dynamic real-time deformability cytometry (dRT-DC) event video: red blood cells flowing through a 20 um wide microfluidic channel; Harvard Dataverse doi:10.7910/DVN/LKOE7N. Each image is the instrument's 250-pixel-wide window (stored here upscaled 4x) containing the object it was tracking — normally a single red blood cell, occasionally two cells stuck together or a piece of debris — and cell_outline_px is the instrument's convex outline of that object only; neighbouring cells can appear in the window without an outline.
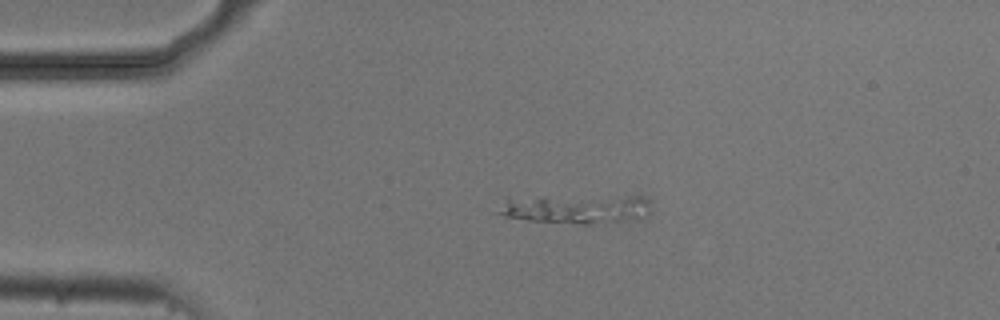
{"species": "common noctule bat (a hibernating species)", "species_latin": "Nyctalus noctula", "temperature_condition": "cold", "stored_images_in_passage": 43, "camera_frame_rate_fps": 3000, "um_per_image_px": 0.085, "animal": {"sex": "male", "body_mass_g": 20.5, "forearm_length_mm": 52.5}, "frame": {"image": 1, "passage_image": 1, "time_ms": 0.0, "image_size_px": [1000, 320], "cell_outline_px": [[652, 212], [648, 216], [636, 220], [592, 224], [580, 224], [528, 220], [504, 216], [496, 212], [508, 196], [640, 196], [648, 200]], "centroid_in_image_um": [48.98, 17.75], "position_along_channel_um": 36.0, "area_um2": 26.65}}
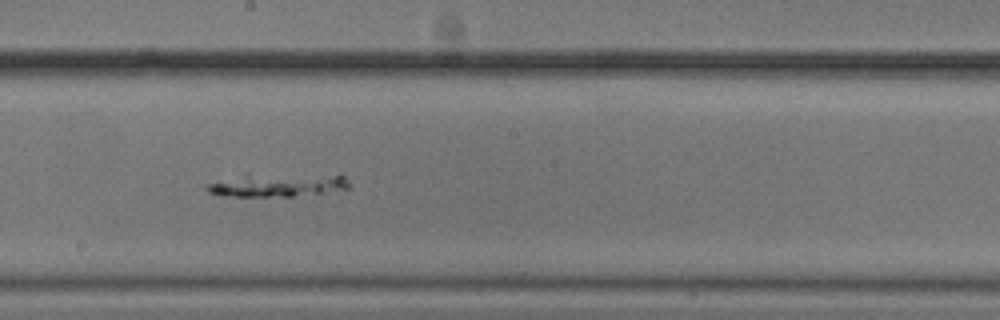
{"frame": {"image": 2, "passage_image": 19, "time_ms": 6.0, "image_size_px": [1000, 320], "cell_outline_px": [[348, 188], [292, 196], [232, 196], [208, 192], [204, 188], [204, 184], [244, 176], [344, 176], [348, 180]], "centroid_in_image_um": [23.51, 15.78], "position_along_channel_um": 224.7, "area_um2": 17.46}}
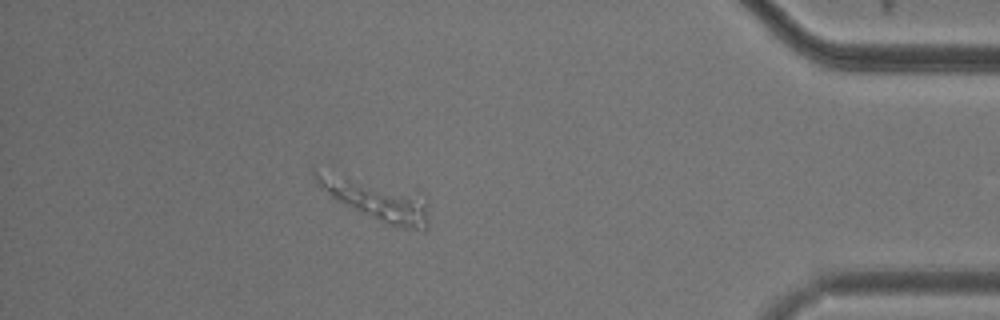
{"frame": {"image": 3, "passage_image": 37, "time_ms": 12.0, "image_size_px": [1000, 320], "cell_outline_px": [[428, 228], [424, 232], [404, 228], [380, 220], [344, 204], [336, 200], [316, 180], [312, 172], [316, 172], [416, 188], [424, 204], [428, 216]], "centroid_in_image_um": [32.18, 17.01], "position_along_channel_um": 403.0, "area_um2": 25.66}}